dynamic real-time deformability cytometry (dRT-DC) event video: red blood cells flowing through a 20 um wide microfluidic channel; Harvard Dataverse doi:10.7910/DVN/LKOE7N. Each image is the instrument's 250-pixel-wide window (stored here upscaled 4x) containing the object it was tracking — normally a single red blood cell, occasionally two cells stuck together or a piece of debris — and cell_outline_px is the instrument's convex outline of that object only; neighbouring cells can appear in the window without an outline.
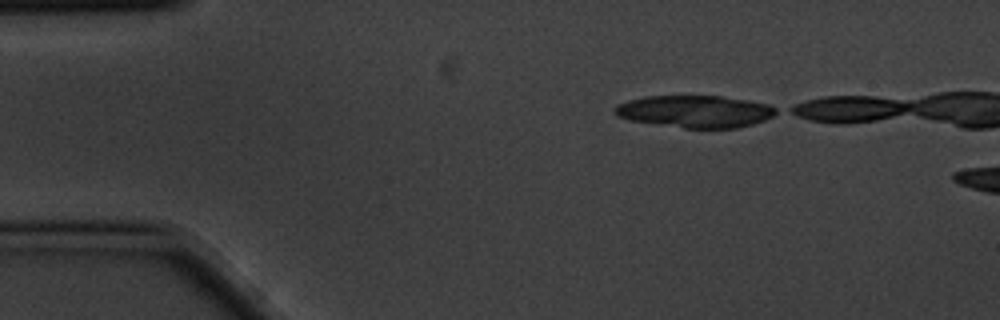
{"species": "common noctule bat (a hibernating species)", "species_latin": "Nyctalus noctula", "temperature_condition": "cold", "stored_images_in_passage": 2, "camera_frame_rate_fps": 3000, "um_per_image_px": 0.085, "animal": {"sex": "male", "body_mass_g": 20.1, "forearm_length_mm": 53.5}, "frame": {"image": 1, "passage_image": 1, "time_ms": 0.0, "image_size_px": [1000, 320], "cell_outline_px": [[780, 112], [764, 120], [752, 124], [736, 128], [684, 128], [632, 120], [616, 116], [616, 104], [628, 100], [644, 96], [724, 96], [748, 100], [768, 104], [776, 108]], "centroid_in_image_um": [59.12, 9.46], "position_along_channel_um": 25.9, "area_um2": 30.17}}